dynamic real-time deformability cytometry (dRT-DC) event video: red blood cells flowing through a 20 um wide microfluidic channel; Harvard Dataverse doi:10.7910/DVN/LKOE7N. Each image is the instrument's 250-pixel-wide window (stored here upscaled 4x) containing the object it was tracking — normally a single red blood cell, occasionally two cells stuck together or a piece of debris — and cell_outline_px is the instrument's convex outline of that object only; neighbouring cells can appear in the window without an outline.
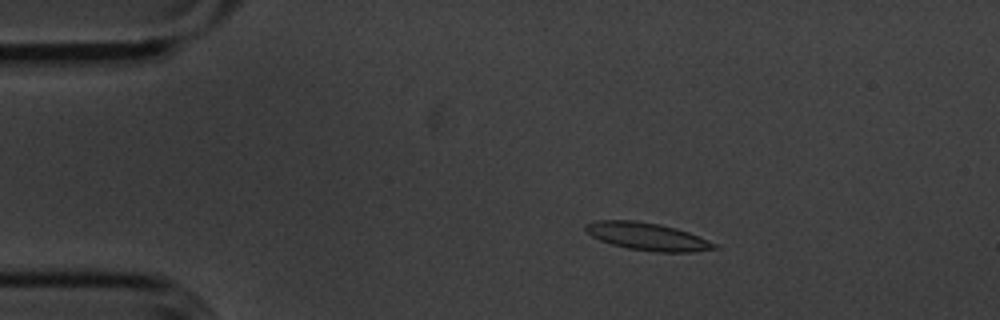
{"species": "common noctule bat (a hibernating species)", "species_latin": "Nyctalus noctula", "temperature_condition": "cold", "stored_images_in_passage": 55, "camera_frame_rate_fps": 3000, "um_per_image_px": 0.085, "animal": {"sex": "male", "body_mass_g": 20.1, "forearm_length_mm": 53.5}, "frame": {"image": 1, "passage_image": 10, "time_ms": 3.0, "image_size_px": [1000, 320], "cell_outline_px": [[720, 248], [696, 252], [656, 252], [628, 248], [612, 244], [600, 240], [592, 236], [584, 228], [584, 224], [596, 220], [636, 220], [660, 224], [676, 228], [688, 232], [708, 240], [716, 244]], "centroid_in_image_um": [55.04, 20.1], "position_along_channel_um": 30.0, "area_um2": 20.75}}
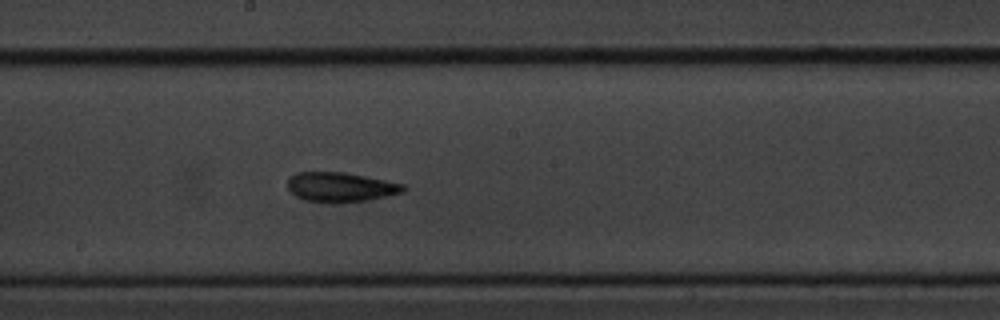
{"frame": {"image": 2, "passage_image": 30, "time_ms": 9.667, "image_size_px": [1000, 320], "cell_outline_px": [[408, 188], [404, 192], [368, 200], [336, 204], [328, 204], [304, 200], [296, 196], [288, 188], [288, 180], [296, 172], [344, 172], [404, 184]], "centroid_in_image_um": [28.95, 15.92], "position_along_channel_um": 219.2, "area_um2": 20.17}}
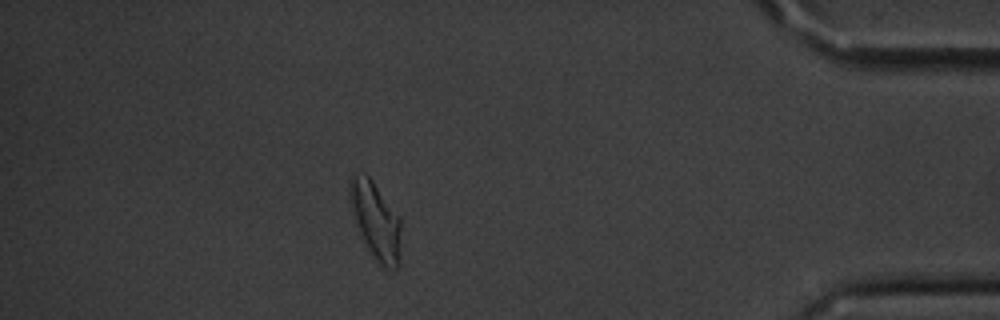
{"frame": {"image": 3, "passage_image": 49, "time_ms": 16.0, "image_size_px": [1000, 320], "cell_outline_px": [[400, 228], [396, 268], [388, 268], [380, 264], [376, 260], [368, 248], [356, 224], [348, 200], [348, 180], [356, 172], [368, 176], [372, 180], [400, 216]], "centroid_in_image_um": [31.87, 18.64], "position_along_channel_um": 403.3, "area_um2": 22.54}, "authors_computed_cell_mechanics": {"area_um2": 19.8254, "velocity_mm_per_s": 3.589, "shape_relaxation_time_tau1_ms": 4.4631, "shape_relaxation_time_tau2_ms": 3.0684, "deformation_change_tau1": 0.1356, "deformation_change_tau2": 0.1002}}